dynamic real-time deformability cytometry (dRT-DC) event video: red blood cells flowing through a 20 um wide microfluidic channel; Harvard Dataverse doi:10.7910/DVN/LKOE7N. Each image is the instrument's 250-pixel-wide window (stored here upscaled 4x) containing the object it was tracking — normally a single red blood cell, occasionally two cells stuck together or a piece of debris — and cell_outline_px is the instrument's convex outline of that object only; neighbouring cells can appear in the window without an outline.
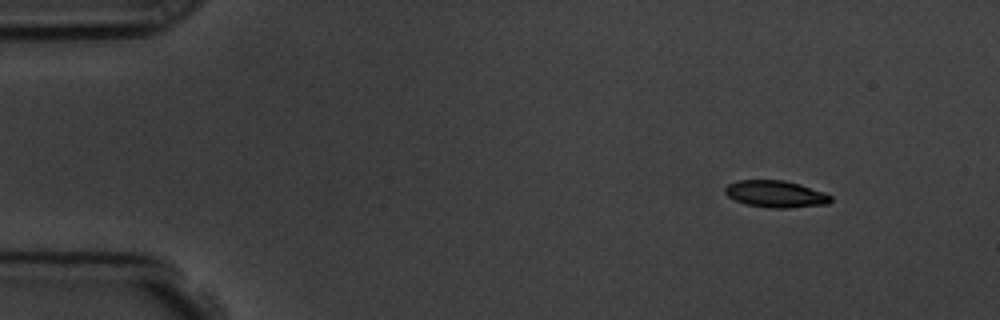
{"species": "common noctule bat (a hibernating species)", "species_latin": "Nyctalus noctula", "temperature_condition": "room temperature", "stored_images_in_passage": 5, "camera_frame_rate_fps": 3000, "um_per_image_px": 0.085, "animal": {"sex": "male", "body_mass_g": 19.5, "forearm_length_mm": 54.6}, "frame": {"image": 1, "passage_image": 2, "time_ms": 1.333, "image_size_px": [1000, 320], "cell_outline_px": [[832, 200], [828, 204], [788, 208], [772, 208], [744, 204], [728, 196], [724, 192], [724, 188], [728, 184], [736, 180], [784, 180], [800, 184], [824, 192], [832, 196]], "centroid_in_image_um": [65.93, 16.49], "position_along_channel_um": 19.1, "area_um2": 16.65}}
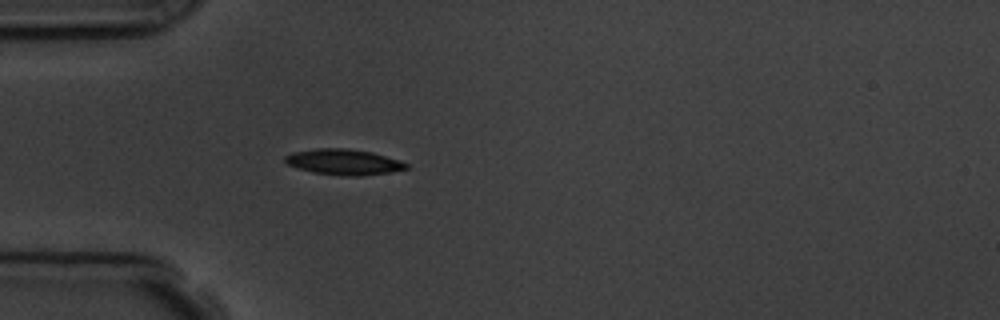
{"frame": {"image": 2, "passage_image": 5, "time_ms": 4.667, "image_size_px": [1000, 320], "cell_outline_px": [[408, 168], [392, 172], [360, 176], [344, 176], [312, 172], [296, 168], [288, 164], [284, 160], [284, 156], [292, 152], [316, 148], [348, 148], [372, 152], [400, 160], [408, 164]], "centroid_in_image_um": [29.21, 13.77], "position_along_channel_um": 55.8, "area_um2": 18.32}}